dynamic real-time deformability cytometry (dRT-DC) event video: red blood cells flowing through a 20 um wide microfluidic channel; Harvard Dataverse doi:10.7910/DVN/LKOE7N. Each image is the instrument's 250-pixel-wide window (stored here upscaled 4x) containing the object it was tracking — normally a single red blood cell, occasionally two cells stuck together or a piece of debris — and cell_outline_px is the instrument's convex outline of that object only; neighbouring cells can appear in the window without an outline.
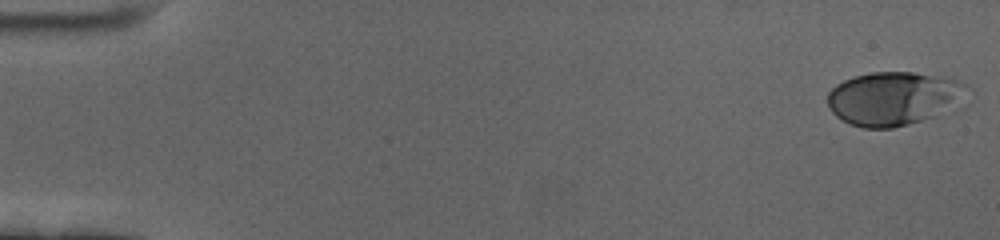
{"species": "human", "species_latin": "Homo sapiens", "temperature_condition": "cold", "stored_images_in_passage": 59, "camera_frame_rate_fps": 3000, "um_per_image_px": 0.085, "donor": {"sex": "female"}, "frame": {"image": 1, "passage_image": 1, "time_ms": 0.0, "image_size_px": [1000, 240], "cell_outline_px": [[976, 92], [956, 112], [892, 128], [864, 128], [848, 124], [836, 116], [832, 112], [828, 104], [828, 92], [836, 84], [844, 80], [856, 76], [872, 72], [912, 72], [944, 76], [960, 80], [972, 88]], "centroid_in_image_um": [76.18, 8.38], "position_along_channel_um": 8.8, "area_um2": 45.55}}
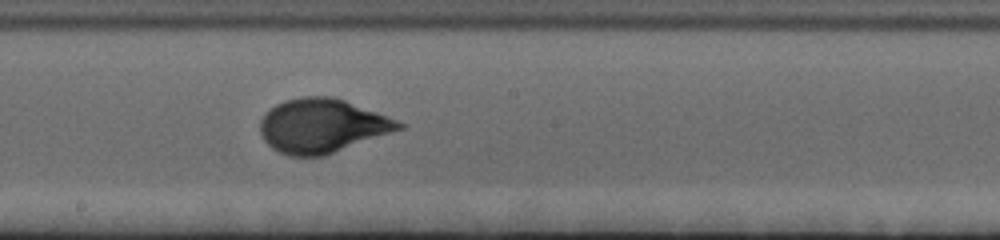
{"frame": {"image": 2, "passage_image": 33, "time_ms": 10.667, "image_size_px": [1000, 240], "cell_outline_px": [[408, 124], [404, 128], [324, 156], [288, 156], [272, 148], [264, 140], [260, 132], [260, 120], [264, 112], [276, 104], [284, 100], [304, 96], [332, 96], [344, 100], [388, 116]], "centroid_in_image_um": [27.37, 10.69], "position_along_channel_um": 220.8, "area_um2": 43.75}}
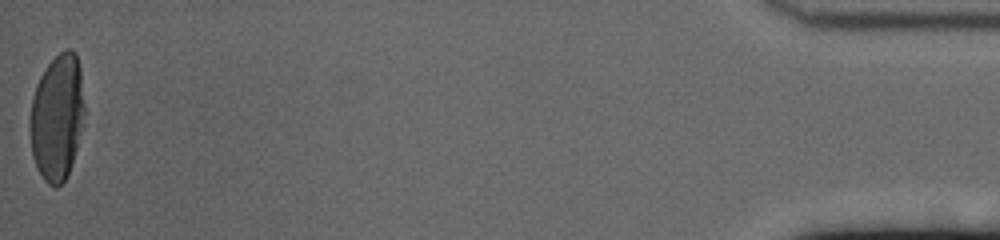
{"frame": {"image": 3, "passage_image": 59, "time_ms": 19.333, "image_size_px": [1000, 240], "cell_outline_px": [[84, 124], [72, 164], [64, 180], [56, 188], [48, 184], [44, 180], [36, 168], [32, 156], [28, 128], [28, 120], [32, 96], [36, 84], [40, 76], [48, 64], [60, 52], [68, 48], [72, 48], [76, 52], [80, 68], [84, 104]], "centroid_in_image_um": [4.83, 9.97], "position_along_channel_um": 430.4, "area_um2": 40.86}, "authors_computed_cell_mechanics": {"area_um2": 40.9224, "velocity_mm_per_s": 3.4277, "shape_relaxation_time_tau1_ms": 3.8047, "shape_relaxation_time_tau2_ms": null, "deformation_change_tau1": 0.1748, "deformation_change_tau2": null}}